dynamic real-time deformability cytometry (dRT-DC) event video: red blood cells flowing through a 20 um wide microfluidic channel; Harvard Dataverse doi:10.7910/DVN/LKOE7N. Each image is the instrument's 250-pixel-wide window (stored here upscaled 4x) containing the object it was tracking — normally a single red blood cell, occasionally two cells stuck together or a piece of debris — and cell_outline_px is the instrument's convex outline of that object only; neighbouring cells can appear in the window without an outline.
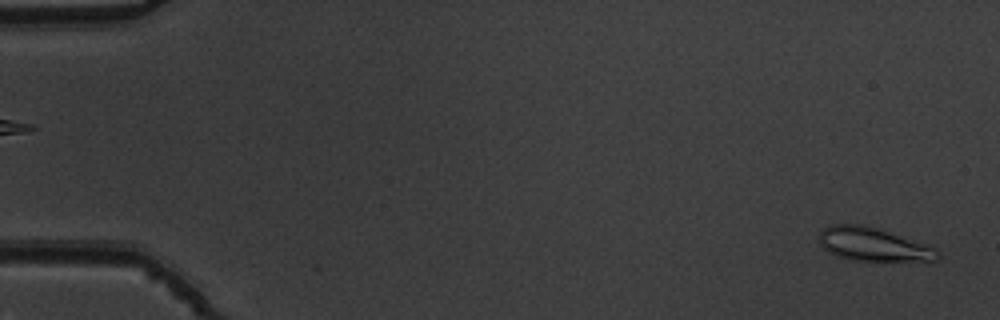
{"species": "common noctule bat (a hibernating species)", "species_latin": "Nyctalus noctula", "temperature_condition": "warm", "stored_images_in_passage": 53, "camera_frame_rate_fps": 3000, "um_per_image_px": 0.085, "animal": {"sex": "male", "body_mass_g": 19.5, "forearm_length_mm": 54.6}, "frame": {"image": 1, "passage_image": 2, "time_ms": 0.333, "image_size_px": [1000, 320], "cell_outline_px": [[940, 256], [936, 260], [848, 260], [828, 252], [820, 244], [816, 236], [824, 228], [832, 224], [864, 224], [880, 228], [936, 248], [940, 252]], "centroid_in_image_um": [74.17, 20.75], "position_along_channel_um": 10.8, "area_um2": 23.12}}
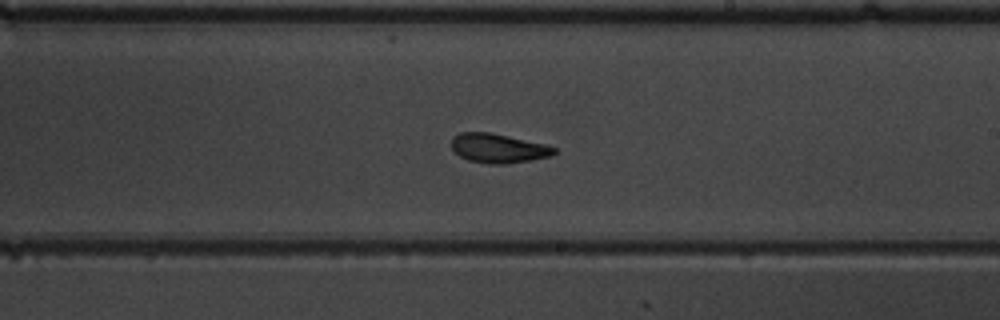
{"frame": {"image": 2, "passage_image": 32, "time_ms": 10.333, "image_size_px": [1000, 320], "cell_outline_px": [[556, 152], [552, 156], [532, 160], [504, 164], [488, 164], [468, 160], [460, 156], [452, 148], [452, 136], [460, 132], [488, 132], [508, 136], [544, 144], [556, 148]], "centroid_in_image_um": [42.35, 12.61], "position_along_channel_um": 246.7, "area_um2": 17.46}}
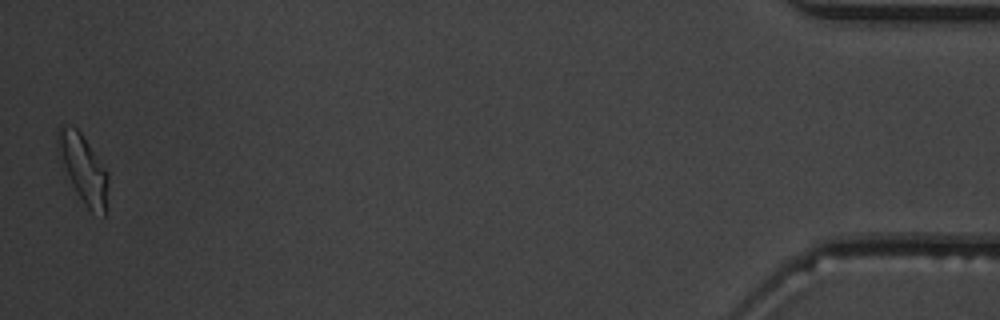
{"frame": {"image": 3, "passage_image": 53, "time_ms": 17.333, "image_size_px": [1000, 320], "cell_outline_px": [[108, 180], [104, 216], [92, 212], [84, 204], [76, 192], [68, 176], [56, 148], [56, 132], [60, 124], [64, 124], [76, 128], [80, 132], [108, 172]], "centroid_in_image_um": [7.05, 14.3], "position_along_channel_um": 428.2, "area_um2": 19.71}, "authors_computed_cell_mechanics": {"area_um2": 18.2648, "velocity_mm_per_s": 3.8221, "shape_relaxation_time_tau1_ms": 3.7476, "shape_relaxation_time_tau2_ms": 2.5973, "deformation_change_tau1": 0.1375, "deformation_change_tau2": 0.0913}}